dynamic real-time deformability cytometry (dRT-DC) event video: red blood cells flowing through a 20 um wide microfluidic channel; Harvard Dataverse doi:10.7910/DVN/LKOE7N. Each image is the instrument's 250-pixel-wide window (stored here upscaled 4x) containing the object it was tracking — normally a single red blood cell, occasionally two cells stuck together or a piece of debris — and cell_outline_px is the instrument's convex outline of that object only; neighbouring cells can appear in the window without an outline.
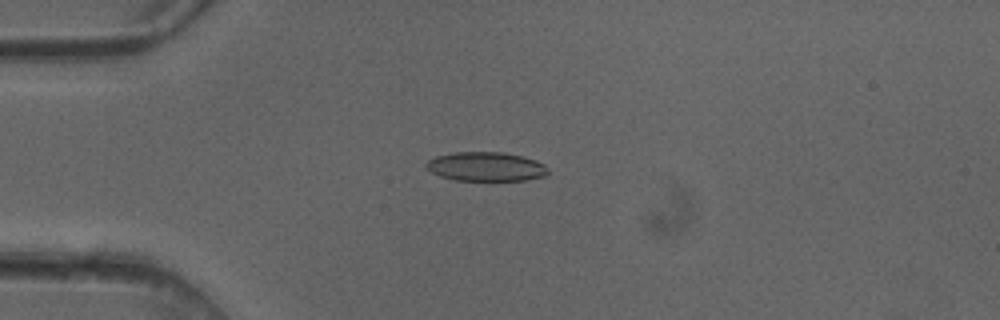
{"species": "common noctule bat (a hibernating species)", "species_latin": "Nyctalus noctula", "temperature_condition": "cold", "stored_images_in_passage": 6, "camera_frame_rate_fps": 3000, "um_per_image_px": 0.085, "animal": {"sex": "female"}, "frame": {"image": 1, "passage_image": 4, "time_ms": 1.0, "image_size_px": [1000, 320], "cell_outline_px": [[548, 176], [524, 180], [456, 180], [440, 176], [424, 168], [424, 164], [428, 160], [436, 156], [456, 152], [504, 152], [536, 160], [544, 164], [548, 168]], "centroid_in_image_um": [41.3, 14.16], "position_along_channel_um": 43.7, "area_um2": 20.75}}
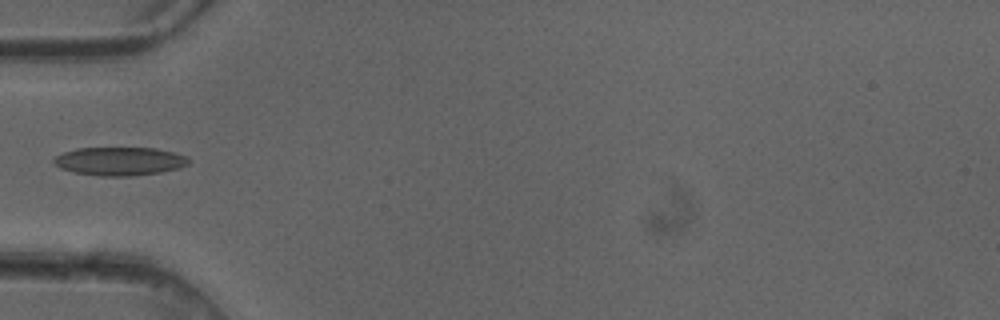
{"frame": {"image": 2, "passage_image": 5, "time_ms": 1.333, "image_size_px": [1000, 320], "cell_outline_px": [[192, 160], [188, 164], [180, 168], [160, 172], [132, 176], [96, 176], [76, 172], [60, 168], [52, 160], [56, 156], [64, 152], [76, 148], [156, 148], [176, 152], [188, 156]], "centroid_in_image_um": [10.23, 13.7], "position_along_channel_um": 74.8, "area_um2": 22.48}}
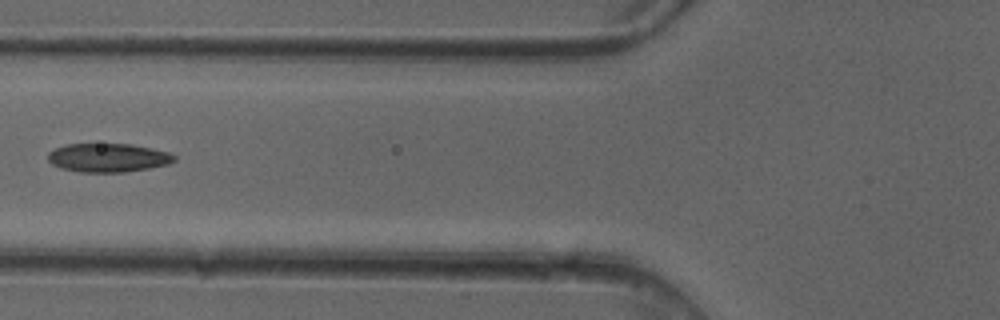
{"frame": {"image": 3, "passage_image": 6, "time_ms": 1.667, "image_size_px": [1000, 320], "cell_outline_px": [[176, 160], [168, 164], [148, 168], [124, 172], [80, 172], [60, 168], [52, 164], [48, 160], [48, 152], [56, 148], [68, 144], [132, 144], [152, 148], [168, 152], [176, 156]], "centroid_in_image_um": [9.18, 13.4], "position_along_channel_um": 116.6, "area_um2": 21.1}}